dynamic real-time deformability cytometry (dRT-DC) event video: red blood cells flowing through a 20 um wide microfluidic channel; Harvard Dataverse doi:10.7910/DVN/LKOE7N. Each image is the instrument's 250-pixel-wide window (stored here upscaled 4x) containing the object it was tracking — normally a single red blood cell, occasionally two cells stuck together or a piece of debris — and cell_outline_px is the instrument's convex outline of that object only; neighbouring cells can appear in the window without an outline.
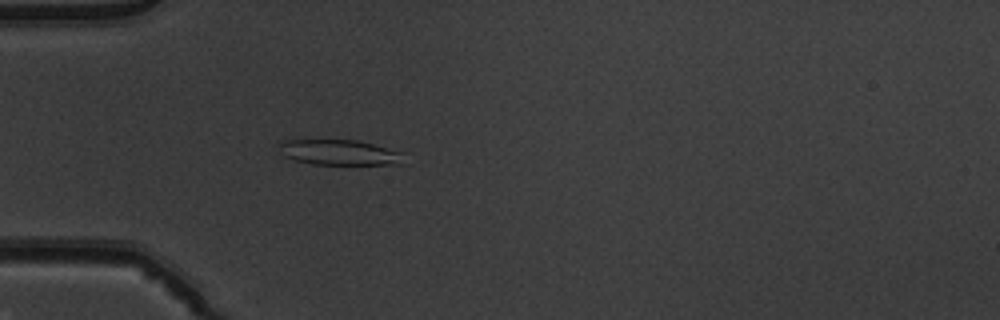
{"species": "common noctule bat (a hibernating species)", "species_latin": "Nyctalus noctula", "temperature_condition": "warm", "stored_images_in_passage": 51, "camera_frame_rate_fps": 3000, "um_per_image_px": 0.085, "animal": {"sex": "male", "body_mass_g": 19.5, "forearm_length_mm": 54.6}, "frame": {"image": 1, "passage_image": 15, "time_ms": 4.667, "image_size_px": [1000, 320], "cell_outline_px": [[404, 164], [312, 164], [296, 160], [284, 156], [280, 152], [280, 144], [288, 140], [360, 140], [404, 152]], "centroid_in_image_um": [28.94, 12.95], "position_along_channel_um": 56.1, "area_um2": 18.44}}
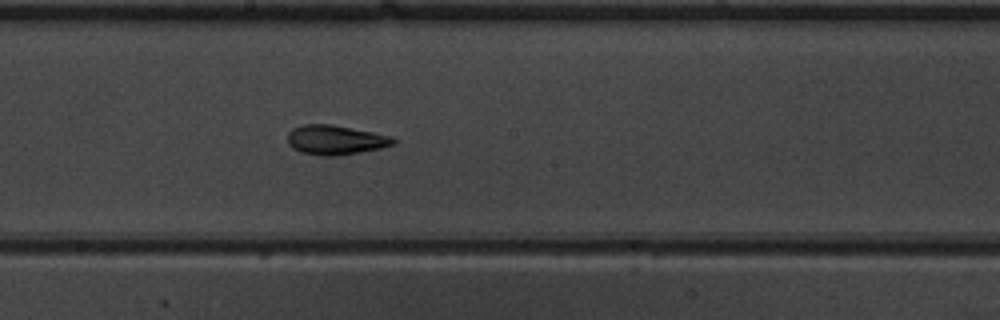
{"frame": {"image": 2, "passage_image": 28, "time_ms": 9.0, "image_size_px": [1000, 320], "cell_outline_px": [[396, 144], [380, 148], [336, 156], [320, 156], [300, 152], [292, 148], [288, 144], [288, 132], [292, 128], [304, 124], [332, 124], [392, 136], [396, 140]], "centroid_in_image_um": [28.49, 11.89], "position_along_channel_um": 219.7, "area_um2": 18.26}}
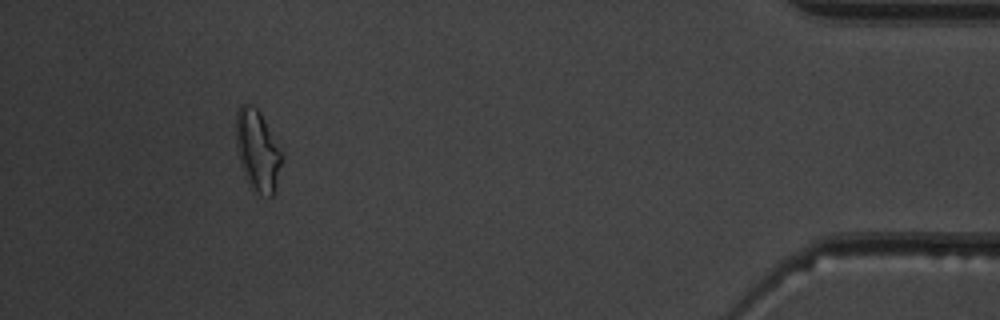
{"frame": {"image": 3, "passage_image": 47, "time_ms": 15.333, "image_size_px": [1000, 320], "cell_outline_px": [[284, 156], [276, 184], [272, 196], [268, 196], [252, 192], [244, 176], [240, 164], [236, 144], [236, 112], [240, 104], [252, 104], [260, 112]], "centroid_in_image_um": [21.87, 12.81], "position_along_channel_um": 413.3, "area_um2": 21.79}, "authors_computed_cell_mechanics": {"area_um2": 18.3226, "velocity_mm_per_s": 3.9558, "shape_relaxation_time_tau1_ms": null, "shape_relaxation_time_tau2_ms": 2.7303, "deformation_change_tau1": null, "deformation_change_tau2": 0.1123}}